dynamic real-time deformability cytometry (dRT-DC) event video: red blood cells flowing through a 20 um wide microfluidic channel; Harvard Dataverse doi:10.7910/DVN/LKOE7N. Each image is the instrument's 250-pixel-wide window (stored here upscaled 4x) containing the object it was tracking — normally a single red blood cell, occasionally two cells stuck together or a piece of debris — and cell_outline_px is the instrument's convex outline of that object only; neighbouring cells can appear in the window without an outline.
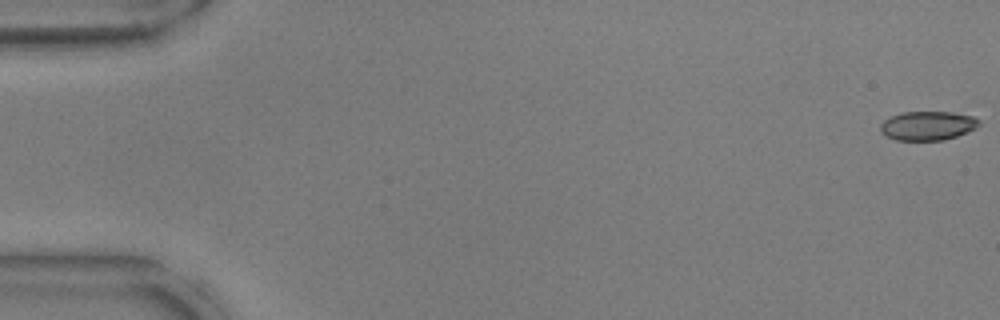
{"species": "common noctule bat (a hibernating species)", "species_latin": "Nyctalus noctula", "temperature_condition": "warm", "stored_images_in_passage": 16, "camera_frame_rate_fps": 3000, "um_per_image_px": 0.085, "animal": {"sex": "male", "body_mass_g": 17.9, "forearm_length_mm": 54.2}, "frame": {"image": 1, "passage_image": 1, "time_ms": 0.0, "image_size_px": [1000, 320], "cell_outline_px": [[980, 124], [976, 128], [956, 136], [944, 140], [896, 140], [880, 132], [880, 124], [884, 120], [892, 116], [904, 112], [952, 112], [972, 116], [980, 120]], "centroid_in_image_um": [78.86, 10.68], "position_along_channel_um": 6.1, "area_um2": 16.59}}
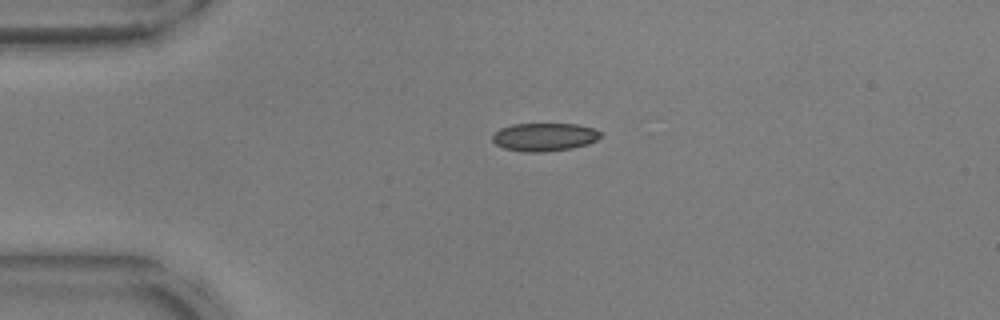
{"frame": {"image": 2, "passage_image": 13, "time_ms": 4.0, "image_size_px": [1000, 320], "cell_outline_px": [[604, 136], [588, 144], [572, 148], [544, 152], [524, 152], [504, 148], [496, 144], [492, 140], [492, 136], [500, 128], [512, 124], [576, 124], [592, 128], [600, 132]], "centroid_in_image_um": [46.28, 11.65], "position_along_channel_um": 38.7, "area_um2": 17.74}}